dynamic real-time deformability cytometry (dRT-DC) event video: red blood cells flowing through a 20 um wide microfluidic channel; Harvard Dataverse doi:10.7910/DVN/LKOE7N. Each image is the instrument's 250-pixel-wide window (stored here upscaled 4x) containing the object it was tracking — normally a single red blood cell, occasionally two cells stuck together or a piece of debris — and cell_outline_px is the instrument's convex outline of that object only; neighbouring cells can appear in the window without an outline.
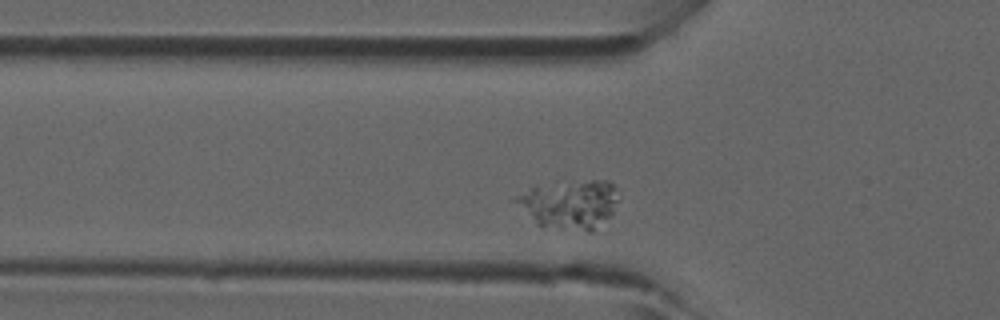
{"species": "common noctule bat (a hibernating species)", "species_latin": "Nyctalus noctula", "temperature_condition": "room temperature", "stored_images_in_passage": 39, "camera_frame_rate_fps": 3000, "um_per_image_px": 0.085, "animal": {"sex": "male", "forearm_length_mm": 52.5}, "frame": {"image": 1, "passage_image": 6, "time_ms": 1.667, "image_size_px": [1000, 320], "cell_outline_px": [[620, 200], [616, 212], [592, 232], [588, 232], [540, 228], [512, 200], [512, 196], [532, 188], [592, 180], [608, 180], [616, 188]], "centroid_in_image_um": [48.47, 17.43], "position_along_channel_um": 77.3, "area_um2": 29.65}}
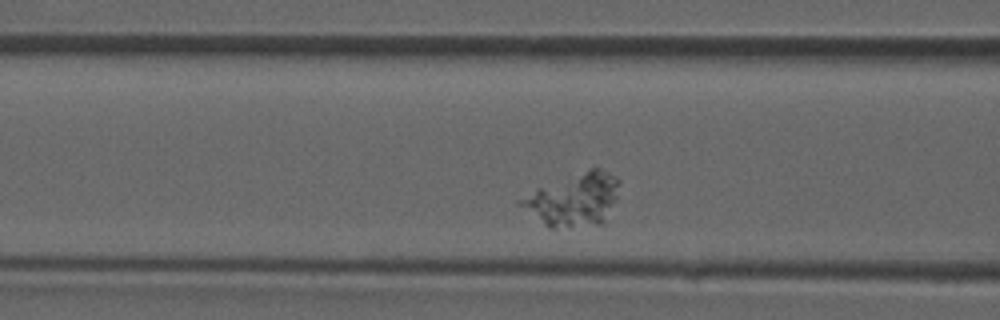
{"frame": {"image": 2, "passage_image": 9, "time_ms": 2.667, "image_size_px": [1000, 320], "cell_outline_px": [[620, 184], [616, 200], [604, 220], [600, 224], [556, 228], [548, 228], [516, 204], [516, 200], [536, 188], [568, 176], [592, 168], [596, 168], [616, 176], [620, 180]], "centroid_in_image_um": [48.71, 16.97], "position_along_channel_um": 117.9, "area_um2": 30.35}}
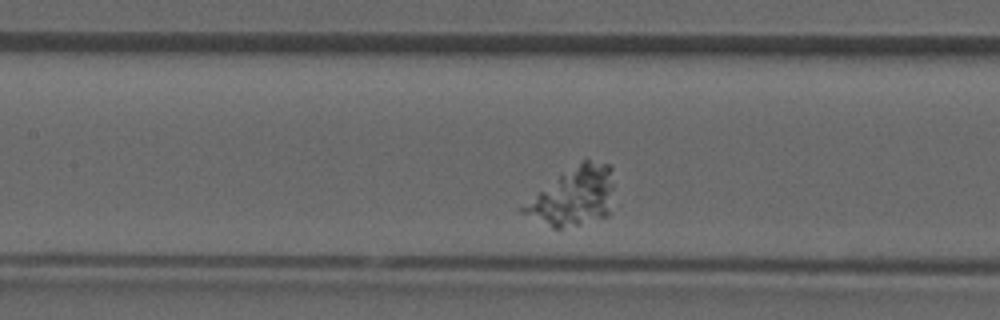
{"frame": {"image": 3, "passage_image": 12, "time_ms": 3.667, "image_size_px": [1000, 320], "cell_outline_px": [[612, 188], [608, 216], [580, 224], [560, 228], [552, 228], [520, 212], [520, 208], [560, 176], [584, 160], [588, 160], [608, 164], [612, 168]], "centroid_in_image_um": [48.77, 16.73], "position_along_channel_um": 158.6, "area_um2": 29.59}}